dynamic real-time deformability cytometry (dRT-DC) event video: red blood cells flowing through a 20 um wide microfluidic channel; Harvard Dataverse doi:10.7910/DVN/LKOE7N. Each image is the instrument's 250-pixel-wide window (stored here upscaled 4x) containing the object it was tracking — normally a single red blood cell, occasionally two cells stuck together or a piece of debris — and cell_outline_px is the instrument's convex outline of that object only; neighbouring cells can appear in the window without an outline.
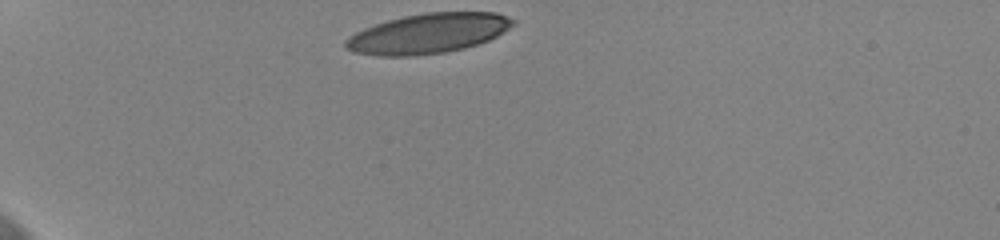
{"species": "human", "species_latin": "Homo sapiens", "temperature_condition": "cold", "stored_images_in_passage": 3, "camera_frame_rate_fps": 3000, "um_per_image_px": 0.085, "donor": {"sex": "female"}, "frame": {"image": 1, "passage_image": 1, "time_ms": 0.0, "image_size_px": [1000, 240], "cell_outline_px": [[516, 24], [504, 32], [488, 40], [464, 48], [444, 52], [408, 56], [380, 56], [352, 52], [344, 48], [344, 40], [348, 36], [364, 28], [388, 20], [404, 16], [424, 12], [496, 12], [516, 20]], "centroid_in_image_um": [36.38, 2.84], "position_along_channel_um": 48.6, "area_um2": 39.02}}